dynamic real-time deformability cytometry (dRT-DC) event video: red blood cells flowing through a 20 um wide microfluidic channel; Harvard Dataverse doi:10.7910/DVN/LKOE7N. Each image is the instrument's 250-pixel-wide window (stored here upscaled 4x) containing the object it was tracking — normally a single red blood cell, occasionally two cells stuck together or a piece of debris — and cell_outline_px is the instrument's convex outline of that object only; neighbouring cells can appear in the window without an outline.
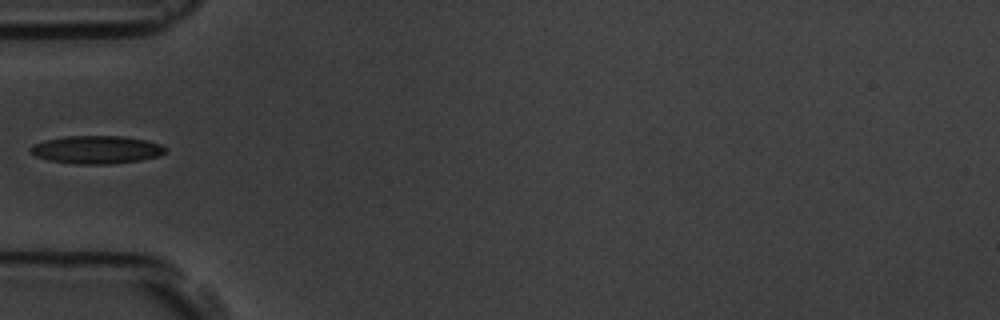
{"species": "common noctule bat (a hibernating species)", "species_latin": "Nyctalus noctula", "temperature_condition": "room temperature", "stored_images_in_passage": 1, "camera_frame_rate_fps": 3000, "um_per_image_px": 0.085, "animal": {"sex": "male", "body_mass_g": 19.5, "forearm_length_mm": 54.6}, "frame": {"image": 1, "passage_image": 1, "time_ms": 0.0, "image_size_px": [1000, 320], "cell_outline_px": [[168, 148], [160, 156], [140, 160], [108, 164], [80, 164], [48, 160], [36, 156], [28, 152], [28, 148], [32, 144], [44, 140], [64, 136], [124, 136], [144, 140], [160, 144]], "centroid_in_image_um": [8.16, 12.71], "position_along_channel_um": 76.8, "area_um2": 22.08}}